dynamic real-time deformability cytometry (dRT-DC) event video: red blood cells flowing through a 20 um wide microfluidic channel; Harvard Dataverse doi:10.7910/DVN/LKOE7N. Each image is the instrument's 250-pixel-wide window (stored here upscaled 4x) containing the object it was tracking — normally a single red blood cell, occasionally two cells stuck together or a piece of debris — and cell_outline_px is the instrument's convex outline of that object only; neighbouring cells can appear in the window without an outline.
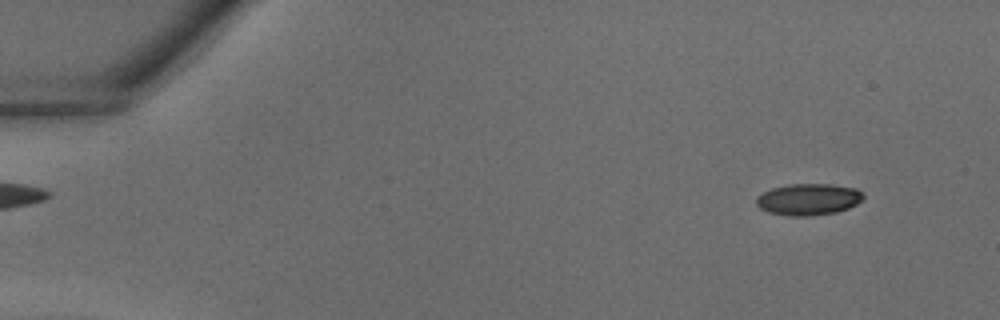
{"species": "common noctule bat (a hibernating species)", "species_latin": "Nyctalus noctula", "temperature_condition": "warm", "stored_images_in_passage": 38, "camera_frame_rate_fps": 3000, "um_per_image_px": 0.085, "animal": {"sex": "male", "body_mass_g": 18.8}, "frame": {"image": 1, "passage_image": 3, "time_ms": 0.667, "image_size_px": [1000, 320], "cell_outline_px": [[864, 196], [856, 204], [848, 208], [836, 212], [808, 216], [788, 216], [768, 212], [760, 208], [756, 204], [756, 196], [772, 188], [788, 184], [832, 184], [856, 188]], "centroid_in_image_um": [68.68, 16.94], "position_along_channel_um": 16.3, "area_um2": 19.65}}
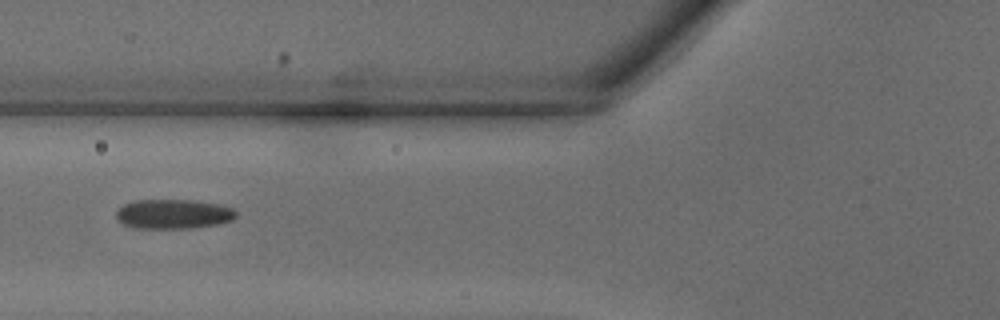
{"frame": {"image": 2, "passage_image": 15, "time_ms": 4.667, "image_size_px": [1000, 320], "cell_outline_px": [[236, 216], [232, 220], [216, 224], [192, 228], [132, 228], [116, 220], [116, 212], [124, 204], [132, 200], [192, 200], [216, 204], [232, 208], [236, 212]], "centroid_in_image_um": [14.69, 18.19], "position_along_channel_um": 111.1, "area_um2": 20.58}}
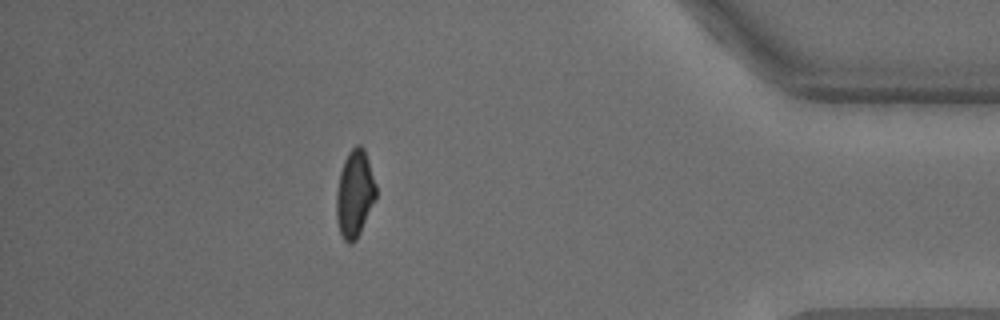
{"frame": {"image": 3, "passage_image": 34, "time_ms": 11.0, "image_size_px": [1000, 320], "cell_outline_px": [[376, 200], [356, 240], [352, 244], [348, 244], [344, 240], [340, 232], [336, 220], [336, 192], [340, 172], [344, 160], [348, 152], [356, 144], [360, 144], [364, 148], [376, 184]], "centroid_in_image_um": [30.15, 16.48], "position_along_channel_um": 405.1, "area_um2": 20.29}}